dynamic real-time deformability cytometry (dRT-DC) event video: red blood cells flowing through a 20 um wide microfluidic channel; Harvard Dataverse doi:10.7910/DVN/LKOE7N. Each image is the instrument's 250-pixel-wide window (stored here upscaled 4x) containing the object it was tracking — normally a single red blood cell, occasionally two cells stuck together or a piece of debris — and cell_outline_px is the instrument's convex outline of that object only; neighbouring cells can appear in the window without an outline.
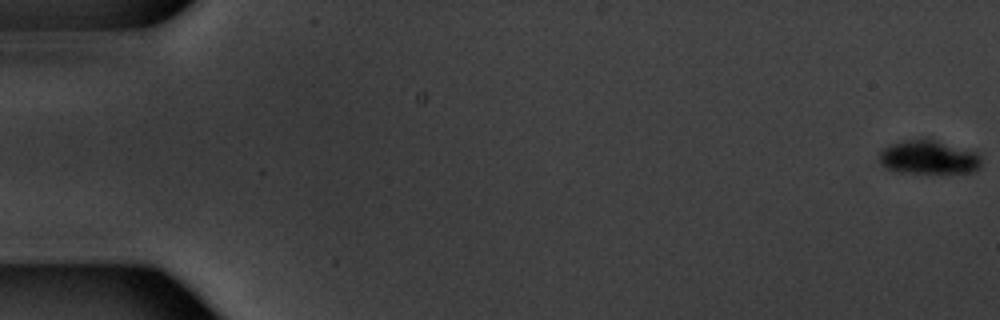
{"species": "common noctule bat (a hibernating species)", "species_latin": "Nyctalus noctula", "temperature_condition": "warm", "stored_images_in_passage": 55, "camera_frame_rate_fps": 3000, "um_per_image_px": 0.085, "animal": {"sex": "male", "body_mass_g": 20.1, "forearm_length_mm": 53.5}, "frame": {"image": 1, "passage_image": 1, "time_ms": 0.0, "image_size_px": [1000, 320], "cell_outline_px": [[980, 168], [972, 172], [900, 172], [888, 168], [880, 160], [880, 152], [884, 148], [892, 144], [904, 140], [936, 140], [976, 152], [980, 156]], "centroid_in_image_um": [78.97, 13.37], "position_along_channel_um": 6.0, "area_um2": 19.42}}
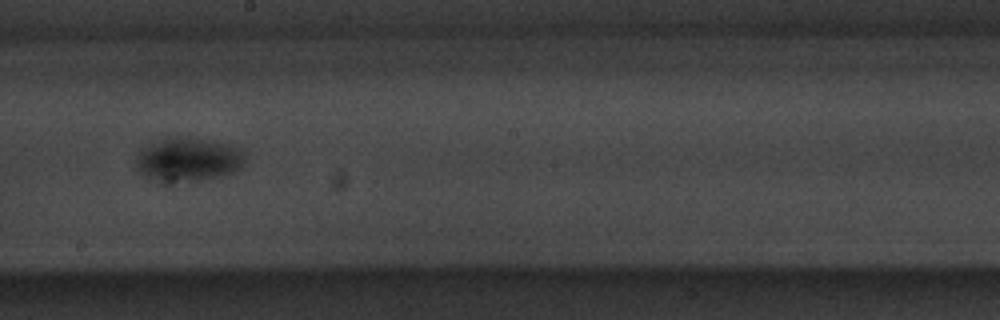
{"frame": {"image": 2, "passage_image": 32, "time_ms": 10.333, "image_size_px": [1000, 320], "cell_outline_px": [[244, 160], [240, 168], [216, 176], [172, 188], [148, 176], [136, 164], [140, 152], [144, 148], [160, 140], [196, 140], [228, 144], [244, 148]], "centroid_in_image_um": [16.02, 13.67], "position_along_channel_um": 232.2, "area_um2": 27.05}}
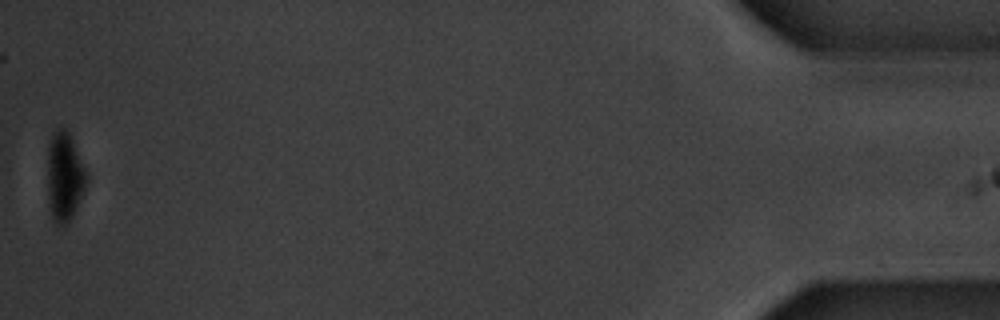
{"frame": {"image": 3, "passage_image": 55, "time_ms": 18.0, "image_size_px": [1000, 320], "cell_outline_px": [[88, 180], [72, 216], [68, 224], [64, 228], [56, 224], [52, 220], [48, 196], [48, 144], [52, 132], [60, 128], [64, 128], [68, 132], [88, 176]], "centroid_in_image_um": [5.46, 15.06], "position_along_channel_um": 429.7, "area_um2": 20.06}, "authors_computed_cell_mechanics": {"area_um2": 22.5998, "velocity_mm_per_s": 3.7577, "shape_relaxation_time_tau1_ms": 2.0831, "shape_relaxation_time_tau2_ms": null, "deformation_change_tau1": 0.1036, "deformation_change_tau2": null}}